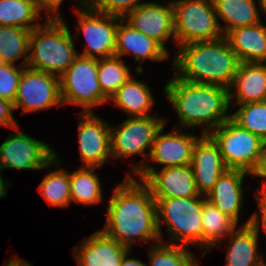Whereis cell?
I'll use <instances>...</instances> for the list:
<instances>
[{"mask_svg":"<svg viewBox=\"0 0 266 266\" xmlns=\"http://www.w3.org/2000/svg\"><path fill=\"white\" fill-rule=\"evenodd\" d=\"M127 173L107 205V218L101 230L108 237L130 249L136 240L161 242L157 225L156 200L143 180ZM137 238V239H136ZM139 238V239H138Z\"/></svg>","mask_w":266,"mask_h":266,"instance_id":"obj_1","label":"cell"},{"mask_svg":"<svg viewBox=\"0 0 266 266\" xmlns=\"http://www.w3.org/2000/svg\"><path fill=\"white\" fill-rule=\"evenodd\" d=\"M164 95L177 113L180 127L189 131L202 127V134H210L230 118L227 88L184 81L175 75L167 80Z\"/></svg>","mask_w":266,"mask_h":266,"instance_id":"obj_2","label":"cell"},{"mask_svg":"<svg viewBox=\"0 0 266 266\" xmlns=\"http://www.w3.org/2000/svg\"><path fill=\"white\" fill-rule=\"evenodd\" d=\"M177 48L172 60L176 77L191 83L219 85L229 89L240 60L225 36Z\"/></svg>","mask_w":266,"mask_h":266,"instance_id":"obj_3","label":"cell"},{"mask_svg":"<svg viewBox=\"0 0 266 266\" xmlns=\"http://www.w3.org/2000/svg\"><path fill=\"white\" fill-rule=\"evenodd\" d=\"M73 38L63 19L47 18L30 34L27 67L60 77L79 55Z\"/></svg>","mask_w":266,"mask_h":266,"instance_id":"obj_4","label":"cell"},{"mask_svg":"<svg viewBox=\"0 0 266 266\" xmlns=\"http://www.w3.org/2000/svg\"><path fill=\"white\" fill-rule=\"evenodd\" d=\"M157 209V225L163 241L161 221L166 223L170 242L167 244L197 246L203 250L202 208L203 196L154 198ZM180 242V244H179Z\"/></svg>","mask_w":266,"mask_h":266,"instance_id":"obj_5","label":"cell"},{"mask_svg":"<svg viewBox=\"0 0 266 266\" xmlns=\"http://www.w3.org/2000/svg\"><path fill=\"white\" fill-rule=\"evenodd\" d=\"M217 143L228 169L244 170L254 175L262 160L266 142L231 118L209 134Z\"/></svg>","mask_w":266,"mask_h":266,"instance_id":"obj_6","label":"cell"},{"mask_svg":"<svg viewBox=\"0 0 266 266\" xmlns=\"http://www.w3.org/2000/svg\"><path fill=\"white\" fill-rule=\"evenodd\" d=\"M172 6L176 46L224 36L212 0H180Z\"/></svg>","mask_w":266,"mask_h":266,"instance_id":"obj_7","label":"cell"},{"mask_svg":"<svg viewBox=\"0 0 266 266\" xmlns=\"http://www.w3.org/2000/svg\"><path fill=\"white\" fill-rule=\"evenodd\" d=\"M98 75V59L78 55L73 64L59 77L63 104L81 106L82 112H94L92 108L109 99L102 93Z\"/></svg>","mask_w":266,"mask_h":266,"instance_id":"obj_8","label":"cell"},{"mask_svg":"<svg viewBox=\"0 0 266 266\" xmlns=\"http://www.w3.org/2000/svg\"><path fill=\"white\" fill-rule=\"evenodd\" d=\"M167 117H128L116 128L111 126V159L150 155L158 131L167 123ZM146 149L149 153L146 154Z\"/></svg>","mask_w":266,"mask_h":266,"instance_id":"obj_9","label":"cell"},{"mask_svg":"<svg viewBox=\"0 0 266 266\" xmlns=\"http://www.w3.org/2000/svg\"><path fill=\"white\" fill-rule=\"evenodd\" d=\"M0 145V168L40 170L55 167L56 152L47 142L23 133L16 126Z\"/></svg>","mask_w":266,"mask_h":266,"instance_id":"obj_10","label":"cell"},{"mask_svg":"<svg viewBox=\"0 0 266 266\" xmlns=\"http://www.w3.org/2000/svg\"><path fill=\"white\" fill-rule=\"evenodd\" d=\"M79 7L75 34L78 36L82 31L87 41L80 55L95 59L114 56L116 32L122 17L94 11L87 3Z\"/></svg>","mask_w":266,"mask_h":266,"instance_id":"obj_11","label":"cell"},{"mask_svg":"<svg viewBox=\"0 0 266 266\" xmlns=\"http://www.w3.org/2000/svg\"><path fill=\"white\" fill-rule=\"evenodd\" d=\"M145 158L133 165V173L150 188L154 198L202 196L199 194L191 165L157 170ZM153 166V167H152Z\"/></svg>","mask_w":266,"mask_h":266,"instance_id":"obj_12","label":"cell"},{"mask_svg":"<svg viewBox=\"0 0 266 266\" xmlns=\"http://www.w3.org/2000/svg\"><path fill=\"white\" fill-rule=\"evenodd\" d=\"M62 104L60 78L25 67L13 102L14 110L22 108L21 114L48 110Z\"/></svg>","mask_w":266,"mask_h":266,"instance_id":"obj_13","label":"cell"},{"mask_svg":"<svg viewBox=\"0 0 266 266\" xmlns=\"http://www.w3.org/2000/svg\"><path fill=\"white\" fill-rule=\"evenodd\" d=\"M78 145L82 167L102 168L111 159V125L95 112H81L78 117Z\"/></svg>","mask_w":266,"mask_h":266,"instance_id":"obj_14","label":"cell"},{"mask_svg":"<svg viewBox=\"0 0 266 266\" xmlns=\"http://www.w3.org/2000/svg\"><path fill=\"white\" fill-rule=\"evenodd\" d=\"M123 19L134 29L157 41L168 53L165 43L172 38L176 44L173 6L170 3L163 5L147 1L130 11Z\"/></svg>","mask_w":266,"mask_h":266,"instance_id":"obj_15","label":"cell"},{"mask_svg":"<svg viewBox=\"0 0 266 266\" xmlns=\"http://www.w3.org/2000/svg\"><path fill=\"white\" fill-rule=\"evenodd\" d=\"M191 167L200 195L206 196L228 168L217 143L209 134H202L194 144Z\"/></svg>","mask_w":266,"mask_h":266,"instance_id":"obj_16","label":"cell"},{"mask_svg":"<svg viewBox=\"0 0 266 266\" xmlns=\"http://www.w3.org/2000/svg\"><path fill=\"white\" fill-rule=\"evenodd\" d=\"M165 125L156 134L148 157L152 164L163 165L162 168L191 165L193 147L199 136L194 133H182L183 129H174L162 134ZM177 131V133H176Z\"/></svg>","mask_w":266,"mask_h":266,"instance_id":"obj_17","label":"cell"},{"mask_svg":"<svg viewBox=\"0 0 266 266\" xmlns=\"http://www.w3.org/2000/svg\"><path fill=\"white\" fill-rule=\"evenodd\" d=\"M128 251L99 229L72 250L77 266H121Z\"/></svg>","mask_w":266,"mask_h":266,"instance_id":"obj_18","label":"cell"},{"mask_svg":"<svg viewBox=\"0 0 266 266\" xmlns=\"http://www.w3.org/2000/svg\"><path fill=\"white\" fill-rule=\"evenodd\" d=\"M133 55L135 62L146 60L165 61L168 53L157 41L134 29L123 18L116 32L115 56Z\"/></svg>","mask_w":266,"mask_h":266,"instance_id":"obj_19","label":"cell"},{"mask_svg":"<svg viewBox=\"0 0 266 266\" xmlns=\"http://www.w3.org/2000/svg\"><path fill=\"white\" fill-rule=\"evenodd\" d=\"M246 175L252 174L239 169L226 170L215 182L206 199L232 218L237 224L240 211L243 207L244 187L243 180Z\"/></svg>","mask_w":266,"mask_h":266,"instance_id":"obj_20","label":"cell"},{"mask_svg":"<svg viewBox=\"0 0 266 266\" xmlns=\"http://www.w3.org/2000/svg\"><path fill=\"white\" fill-rule=\"evenodd\" d=\"M234 89L236 90L234 93ZM229 103L246 104L266 100V63L240 62L228 89Z\"/></svg>","mask_w":266,"mask_h":266,"instance_id":"obj_21","label":"cell"},{"mask_svg":"<svg viewBox=\"0 0 266 266\" xmlns=\"http://www.w3.org/2000/svg\"><path fill=\"white\" fill-rule=\"evenodd\" d=\"M240 62L266 63V25L235 28L225 35Z\"/></svg>","mask_w":266,"mask_h":266,"instance_id":"obj_22","label":"cell"},{"mask_svg":"<svg viewBox=\"0 0 266 266\" xmlns=\"http://www.w3.org/2000/svg\"><path fill=\"white\" fill-rule=\"evenodd\" d=\"M217 19L224 36L235 28L254 25L262 22L260 0H212ZM259 11V12H258ZM220 18V20H219ZM224 24H221L220 21ZM226 23V24H225Z\"/></svg>","mask_w":266,"mask_h":266,"instance_id":"obj_23","label":"cell"},{"mask_svg":"<svg viewBox=\"0 0 266 266\" xmlns=\"http://www.w3.org/2000/svg\"><path fill=\"white\" fill-rule=\"evenodd\" d=\"M225 266H266L258 250V236L250 225H242L229 235Z\"/></svg>","mask_w":266,"mask_h":266,"instance_id":"obj_24","label":"cell"},{"mask_svg":"<svg viewBox=\"0 0 266 266\" xmlns=\"http://www.w3.org/2000/svg\"><path fill=\"white\" fill-rule=\"evenodd\" d=\"M132 75L110 98L129 117L152 116L149 112L155 104L150 87ZM149 113V114H148Z\"/></svg>","mask_w":266,"mask_h":266,"instance_id":"obj_25","label":"cell"},{"mask_svg":"<svg viewBox=\"0 0 266 266\" xmlns=\"http://www.w3.org/2000/svg\"><path fill=\"white\" fill-rule=\"evenodd\" d=\"M202 223H203V253L205 256L211 248L218 245L219 242L228 238V236L237 228V223L224 214L220 209L211 204L206 196H203L202 208Z\"/></svg>","mask_w":266,"mask_h":266,"instance_id":"obj_26","label":"cell"},{"mask_svg":"<svg viewBox=\"0 0 266 266\" xmlns=\"http://www.w3.org/2000/svg\"><path fill=\"white\" fill-rule=\"evenodd\" d=\"M97 167H80L69 172L71 202L86 206L102 202L103 189L98 175Z\"/></svg>","mask_w":266,"mask_h":266,"instance_id":"obj_27","label":"cell"},{"mask_svg":"<svg viewBox=\"0 0 266 266\" xmlns=\"http://www.w3.org/2000/svg\"><path fill=\"white\" fill-rule=\"evenodd\" d=\"M31 32L20 27L0 26V63L17 65L15 62L22 58L21 66L27 67Z\"/></svg>","mask_w":266,"mask_h":266,"instance_id":"obj_28","label":"cell"},{"mask_svg":"<svg viewBox=\"0 0 266 266\" xmlns=\"http://www.w3.org/2000/svg\"><path fill=\"white\" fill-rule=\"evenodd\" d=\"M40 16L35 0H0V26L33 30L42 24Z\"/></svg>","mask_w":266,"mask_h":266,"instance_id":"obj_29","label":"cell"},{"mask_svg":"<svg viewBox=\"0 0 266 266\" xmlns=\"http://www.w3.org/2000/svg\"><path fill=\"white\" fill-rule=\"evenodd\" d=\"M55 156V170L49 171L38 186L40 195L51 207L66 208L71 203L69 171L59 169L60 159Z\"/></svg>","mask_w":266,"mask_h":266,"instance_id":"obj_30","label":"cell"},{"mask_svg":"<svg viewBox=\"0 0 266 266\" xmlns=\"http://www.w3.org/2000/svg\"><path fill=\"white\" fill-rule=\"evenodd\" d=\"M130 67L123 58L111 56L98 59V75L102 93L109 99L130 77Z\"/></svg>","mask_w":266,"mask_h":266,"instance_id":"obj_31","label":"cell"},{"mask_svg":"<svg viewBox=\"0 0 266 266\" xmlns=\"http://www.w3.org/2000/svg\"><path fill=\"white\" fill-rule=\"evenodd\" d=\"M148 253L149 265L146 266H199L198 258L191 253L190 247L152 243Z\"/></svg>","mask_w":266,"mask_h":266,"instance_id":"obj_32","label":"cell"},{"mask_svg":"<svg viewBox=\"0 0 266 266\" xmlns=\"http://www.w3.org/2000/svg\"><path fill=\"white\" fill-rule=\"evenodd\" d=\"M235 106L239 108L230 114V118L266 142V100Z\"/></svg>","mask_w":266,"mask_h":266,"instance_id":"obj_33","label":"cell"},{"mask_svg":"<svg viewBox=\"0 0 266 266\" xmlns=\"http://www.w3.org/2000/svg\"><path fill=\"white\" fill-rule=\"evenodd\" d=\"M25 67L0 63V97L15 101V96L19 86V80Z\"/></svg>","mask_w":266,"mask_h":266,"instance_id":"obj_34","label":"cell"},{"mask_svg":"<svg viewBox=\"0 0 266 266\" xmlns=\"http://www.w3.org/2000/svg\"><path fill=\"white\" fill-rule=\"evenodd\" d=\"M86 3L94 11L124 18L130 11L145 2L141 0H86Z\"/></svg>","mask_w":266,"mask_h":266,"instance_id":"obj_35","label":"cell"},{"mask_svg":"<svg viewBox=\"0 0 266 266\" xmlns=\"http://www.w3.org/2000/svg\"><path fill=\"white\" fill-rule=\"evenodd\" d=\"M255 199L257 201L258 212L252 213V215L242 224L250 225L259 237L260 225L263 232L266 235V195L259 194L258 189L254 191Z\"/></svg>","mask_w":266,"mask_h":266,"instance_id":"obj_36","label":"cell"},{"mask_svg":"<svg viewBox=\"0 0 266 266\" xmlns=\"http://www.w3.org/2000/svg\"><path fill=\"white\" fill-rule=\"evenodd\" d=\"M14 106L11 101L0 97V125L4 127L15 128L18 126L16 119L13 116Z\"/></svg>","mask_w":266,"mask_h":266,"instance_id":"obj_37","label":"cell"},{"mask_svg":"<svg viewBox=\"0 0 266 266\" xmlns=\"http://www.w3.org/2000/svg\"><path fill=\"white\" fill-rule=\"evenodd\" d=\"M64 0H35L38 10H46L48 19H63L60 13V6Z\"/></svg>","mask_w":266,"mask_h":266,"instance_id":"obj_38","label":"cell"},{"mask_svg":"<svg viewBox=\"0 0 266 266\" xmlns=\"http://www.w3.org/2000/svg\"><path fill=\"white\" fill-rule=\"evenodd\" d=\"M253 177H258L262 179V186L261 189H259V194L266 195V145L262 155L261 164L257 172L253 175Z\"/></svg>","mask_w":266,"mask_h":266,"instance_id":"obj_39","label":"cell"},{"mask_svg":"<svg viewBox=\"0 0 266 266\" xmlns=\"http://www.w3.org/2000/svg\"><path fill=\"white\" fill-rule=\"evenodd\" d=\"M130 251H128L123 260H122V263H121V266H146L147 264L142 262V260H139V259H136V258H129L128 254H129Z\"/></svg>","mask_w":266,"mask_h":266,"instance_id":"obj_40","label":"cell"},{"mask_svg":"<svg viewBox=\"0 0 266 266\" xmlns=\"http://www.w3.org/2000/svg\"><path fill=\"white\" fill-rule=\"evenodd\" d=\"M1 173H2V169L0 168V197L1 198H5V196L8 193L7 187H11V183H10V181L7 182L6 180H4L2 178V174Z\"/></svg>","mask_w":266,"mask_h":266,"instance_id":"obj_41","label":"cell"},{"mask_svg":"<svg viewBox=\"0 0 266 266\" xmlns=\"http://www.w3.org/2000/svg\"><path fill=\"white\" fill-rule=\"evenodd\" d=\"M11 257V260H8L4 266H31L29 262H27L25 259L23 260L22 258H16Z\"/></svg>","mask_w":266,"mask_h":266,"instance_id":"obj_42","label":"cell"},{"mask_svg":"<svg viewBox=\"0 0 266 266\" xmlns=\"http://www.w3.org/2000/svg\"><path fill=\"white\" fill-rule=\"evenodd\" d=\"M260 4H261V12L263 13L264 16H266V0H260Z\"/></svg>","mask_w":266,"mask_h":266,"instance_id":"obj_43","label":"cell"},{"mask_svg":"<svg viewBox=\"0 0 266 266\" xmlns=\"http://www.w3.org/2000/svg\"><path fill=\"white\" fill-rule=\"evenodd\" d=\"M72 1L77 2V3L80 4V5H83V4L86 3V0H72ZM78 1H79V2H78Z\"/></svg>","mask_w":266,"mask_h":266,"instance_id":"obj_44","label":"cell"},{"mask_svg":"<svg viewBox=\"0 0 266 266\" xmlns=\"http://www.w3.org/2000/svg\"><path fill=\"white\" fill-rule=\"evenodd\" d=\"M180 0H170V1H168V3H170V4H173V3H176V2H179Z\"/></svg>","mask_w":266,"mask_h":266,"instance_id":"obj_45","label":"cell"}]
</instances>
